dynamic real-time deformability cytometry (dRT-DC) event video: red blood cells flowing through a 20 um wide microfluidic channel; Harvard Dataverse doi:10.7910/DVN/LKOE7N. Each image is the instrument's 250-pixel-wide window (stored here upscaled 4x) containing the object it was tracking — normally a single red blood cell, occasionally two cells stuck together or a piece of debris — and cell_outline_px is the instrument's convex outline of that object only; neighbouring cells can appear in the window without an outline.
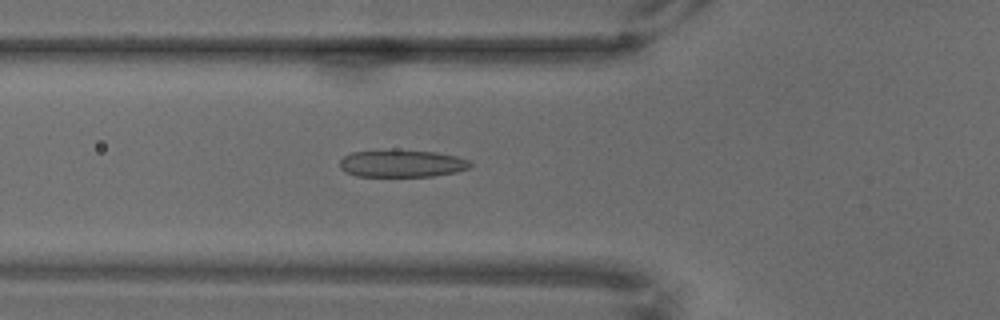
{"species": "common noctule bat (a hibernating species)", "species_latin": "Nyctalus noctula", "temperature_condition": "warm", "stored_images_in_passage": 46, "camera_frame_rate_fps": 3000, "um_per_image_px": 0.085, "animal": {"sex": "male", "body_mass_g": 18.8}, "frame": {"image": 1, "passage_image": 3, "time_ms": 0.667, "image_size_px": [1000, 320], "cell_outline_px": [[472, 164], [468, 168], [456, 172], [432, 176], [356, 176], [344, 172], [340, 168], [340, 160], [344, 156], [352, 152], [396, 148], [436, 152], [456, 156], [468, 160]], "centroid_in_image_um": [34.12, 13.87], "position_along_channel_um": 91.7, "area_um2": 21.21}}
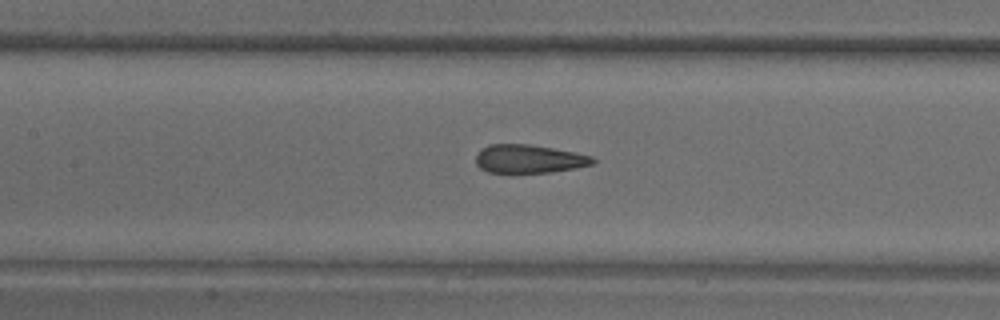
{"frame": {"image": 2, "passage_image": 10, "time_ms": 3.0, "image_size_px": [1000, 320], "cell_outline_px": [[596, 160], [592, 164], [576, 168], [552, 172], [488, 172], [480, 168], [476, 164], [476, 152], [480, 148], [488, 144], [528, 144], [576, 152], [592, 156]], "centroid_in_image_um": [44.94, 13.49], "position_along_channel_um": 162.5, "area_um2": 19.42}}
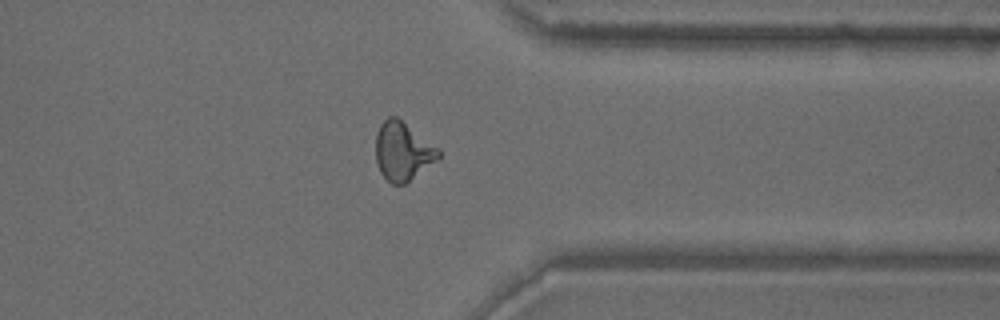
{"frame": {"image": 3, "passage_image": 32, "time_ms": 10.333, "image_size_px": [1000, 320], "cell_outline_px": [[440, 156], [436, 160], [404, 184], [392, 184], [380, 172], [376, 160], [376, 132], [380, 124], [388, 116], [396, 116], [440, 148]], "centroid_in_image_um": [34.22, 12.83], "position_along_channel_um": 377.2, "area_um2": 21.21}}